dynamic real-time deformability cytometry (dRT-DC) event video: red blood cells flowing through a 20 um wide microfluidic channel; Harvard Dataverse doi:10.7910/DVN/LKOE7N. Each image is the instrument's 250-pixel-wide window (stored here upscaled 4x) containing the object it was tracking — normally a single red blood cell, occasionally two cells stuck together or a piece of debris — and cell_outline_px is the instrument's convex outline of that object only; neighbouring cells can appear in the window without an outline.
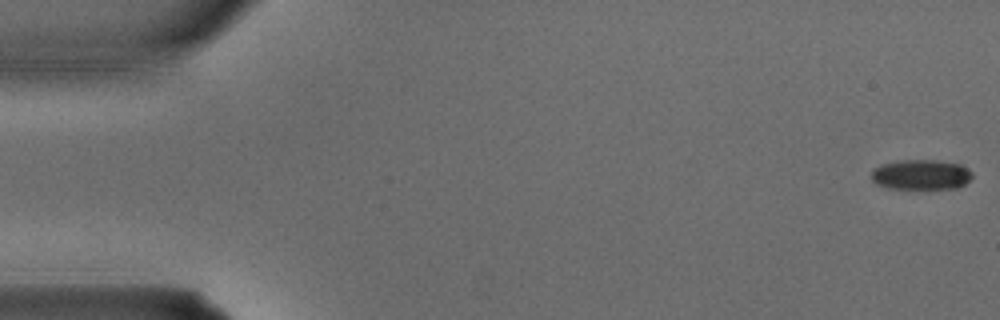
{"species": "common noctule bat (a hibernating species)", "species_latin": "Nyctalus noctula", "temperature_condition": "warm", "stored_images_in_passage": 5, "camera_frame_rate_fps": 3000, "um_per_image_px": 0.085, "animal": {"sex": "male", "body_mass_g": 15.6}, "frame": {"image": 1, "passage_image": 1, "time_ms": 0.0, "image_size_px": [1000, 320], "cell_outline_px": [[972, 176], [964, 184], [956, 188], [888, 188], [876, 184], [872, 180], [872, 168], [880, 164], [896, 160], [940, 160], [960, 164], [968, 168], [972, 172]], "centroid_in_image_um": [78.26, 14.82], "position_along_channel_um": 6.7, "area_um2": 17.8}}
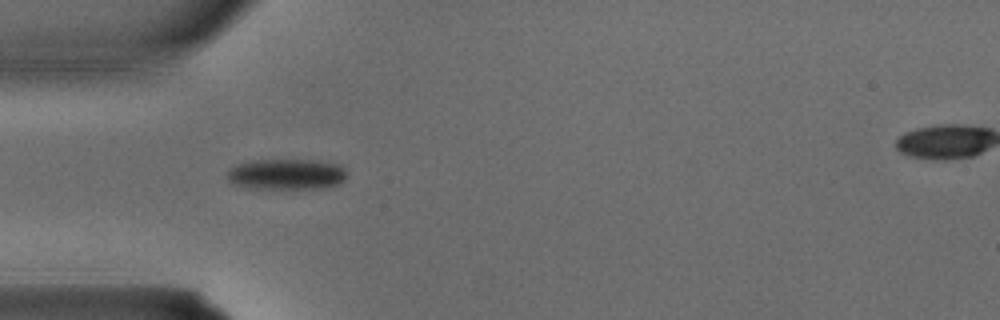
{"frame": {"image": 2, "passage_image": 4, "time_ms": 1.0, "image_size_px": [1000, 320], "cell_outline_px": [[348, 176], [340, 184], [328, 188], [244, 188], [232, 184], [228, 180], [228, 172], [236, 164], [252, 160], [316, 160], [340, 164], [348, 172]], "centroid_in_image_um": [24.4, 14.81], "position_along_channel_um": 60.6, "area_um2": 21.79}}
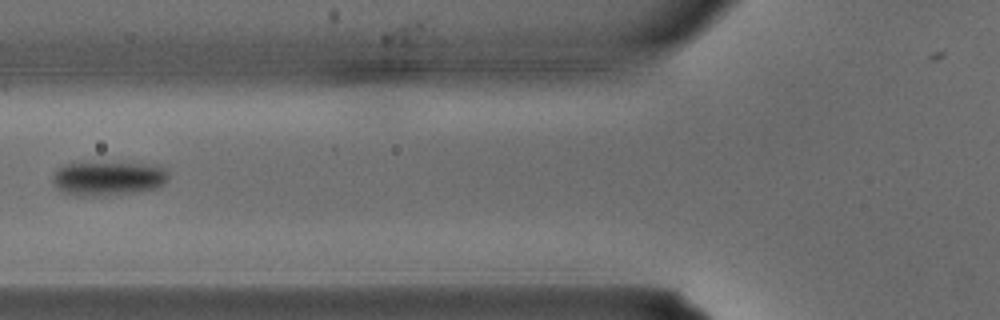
{"frame": {"image": 3, "passage_image": 5, "time_ms": 1.333, "image_size_px": [1000, 320], "cell_outline_px": [[168, 180], [164, 184], [156, 188], [140, 192], [104, 196], [76, 196], [64, 192], [56, 188], [52, 184], [52, 172], [56, 168], [64, 164], [144, 164], [164, 168], [168, 172]], "centroid_in_image_um": [9.15, 15.2], "position_along_channel_um": 116.7, "area_um2": 23.06}}